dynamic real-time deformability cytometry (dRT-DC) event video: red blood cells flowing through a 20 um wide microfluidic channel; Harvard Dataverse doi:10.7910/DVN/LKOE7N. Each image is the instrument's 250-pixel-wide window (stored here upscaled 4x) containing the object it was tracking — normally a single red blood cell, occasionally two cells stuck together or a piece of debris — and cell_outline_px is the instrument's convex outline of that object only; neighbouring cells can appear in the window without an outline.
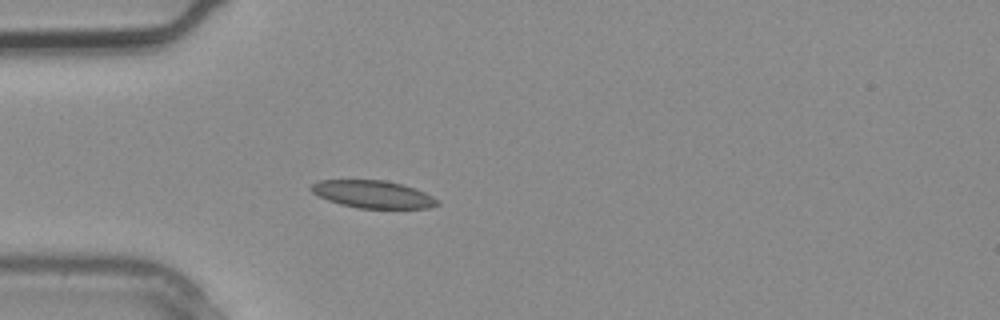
{"species": "common noctule bat (a hibernating species)", "species_latin": "Nyctalus noctula", "temperature_condition": "warm", "stored_images_in_passage": 2, "camera_frame_rate_fps": 3000, "um_per_image_px": 0.085, "animal": {"sex": "male", "body_mass_g": 20.4}, "frame": {"image": 1, "passage_image": 2, "time_ms": 0.333, "image_size_px": [1000, 320], "cell_outline_px": [[440, 204], [428, 208], [360, 208], [340, 204], [328, 200], [312, 192], [308, 188], [312, 184], [320, 180], [384, 180], [404, 184], [424, 192], [440, 200]], "centroid_in_image_um": [31.72, 16.51], "position_along_channel_um": 53.3, "area_um2": 20.23}}